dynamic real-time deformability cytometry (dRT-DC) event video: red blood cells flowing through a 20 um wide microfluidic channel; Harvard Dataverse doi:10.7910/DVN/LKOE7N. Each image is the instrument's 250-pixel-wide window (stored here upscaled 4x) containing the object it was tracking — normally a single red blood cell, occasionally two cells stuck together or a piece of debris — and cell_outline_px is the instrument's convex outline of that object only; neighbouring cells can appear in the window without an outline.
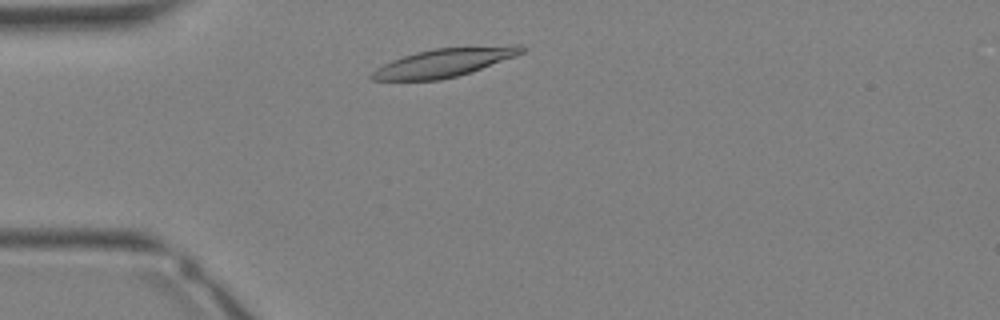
{"species": "Egyptian fruit bat (a non-hibernating species)", "species_latin": "Rousettus aegyptiacus", "temperature_condition": "warm", "stored_images_in_passage": 28, "camera_frame_rate_fps": 3000, "um_per_image_px": 0.085, "animal": {"sex": "female"}, "frame": {"image": 1, "passage_image": 3, "time_ms": 0.667, "image_size_px": [1000, 320], "cell_outline_px": [[528, 48], [524, 52], [516, 56], [472, 72], [440, 80], [372, 80], [368, 76], [376, 68], [392, 60], [416, 52], [436, 48], [512, 44], [524, 44]], "centroid_in_image_um": [37.85, 5.3], "position_along_channel_um": 47.2, "area_um2": 25.14}}
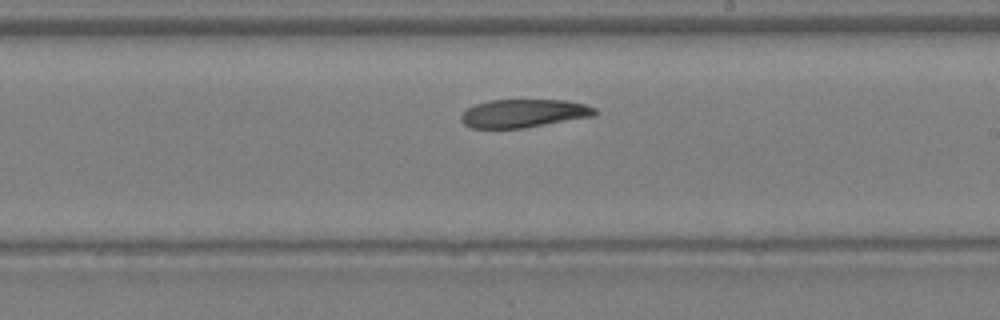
{"frame": {"image": 2, "passage_image": 14, "time_ms": 4.333, "image_size_px": [1000, 320], "cell_outline_px": [[596, 116], [524, 128], [472, 128], [464, 124], [460, 120], [460, 116], [468, 108], [476, 104], [488, 100], [568, 100], [584, 104], [596, 108]], "centroid_in_image_um": [44.53, 9.63], "position_along_channel_um": 244.5, "area_um2": 22.14}}
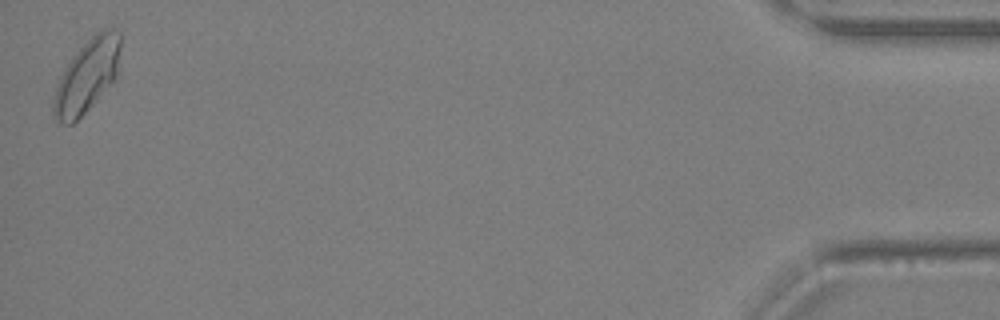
{"frame": {"image": 3, "passage_image": 28, "time_ms": 9.0, "image_size_px": [1000, 320], "cell_outline_px": [[120, 48], [116, 76], [92, 104], [72, 124], [60, 124], [52, 116], [52, 100], [60, 76], [64, 68], [72, 56], [92, 36], [104, 28], [112, 28], [120, 32]], "centroid_in_image_um": [7.35, 6.45], "position_along_channel_um": 427.8, "area_um2": 28.03}}